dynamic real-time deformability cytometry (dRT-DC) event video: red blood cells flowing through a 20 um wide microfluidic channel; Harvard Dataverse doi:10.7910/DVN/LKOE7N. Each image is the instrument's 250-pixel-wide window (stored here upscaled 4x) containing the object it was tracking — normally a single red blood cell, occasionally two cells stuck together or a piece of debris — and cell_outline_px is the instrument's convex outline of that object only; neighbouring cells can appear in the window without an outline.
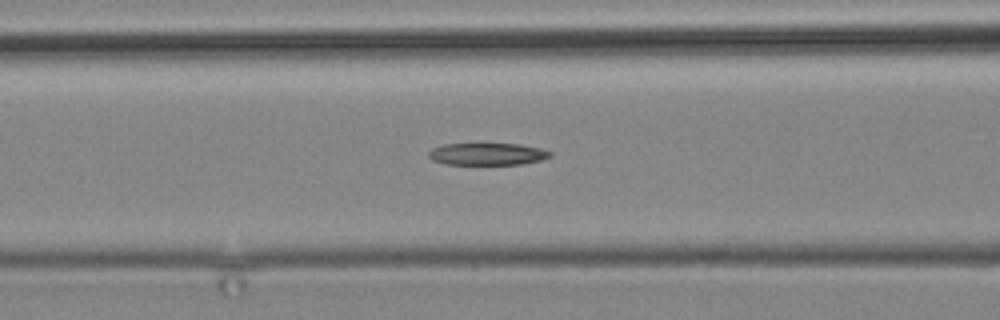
{"species": "common noctule bat (a hibernating species)", "species_latin": "Nyctalus noctula", "temperature_condition": "cold", "stored_images_in_passage": 12, "camera_frame_rate_fps": 3000, "um_per_image_px": 0.085, "animal": {"sex": "male", "body_mass_g": 19.2, "forearm_length_mm": 51.8}, "frame": {"image": 1, "passage_image": 12, "time_ms": 14.333, "image_size_px": [1000, 320], "cell_outline_px": [[552, 156], [540, 160], [520, 164], [444, 164], [432, 160], [428, 156], [428, 152], [432, 148], [444, 144], [520, 144], [540, 148], [552, 152]], "centroid_in_image_um": [41.41, 13.09], "position_along_channel_um": 125.2, "area_um2": 15.61}}